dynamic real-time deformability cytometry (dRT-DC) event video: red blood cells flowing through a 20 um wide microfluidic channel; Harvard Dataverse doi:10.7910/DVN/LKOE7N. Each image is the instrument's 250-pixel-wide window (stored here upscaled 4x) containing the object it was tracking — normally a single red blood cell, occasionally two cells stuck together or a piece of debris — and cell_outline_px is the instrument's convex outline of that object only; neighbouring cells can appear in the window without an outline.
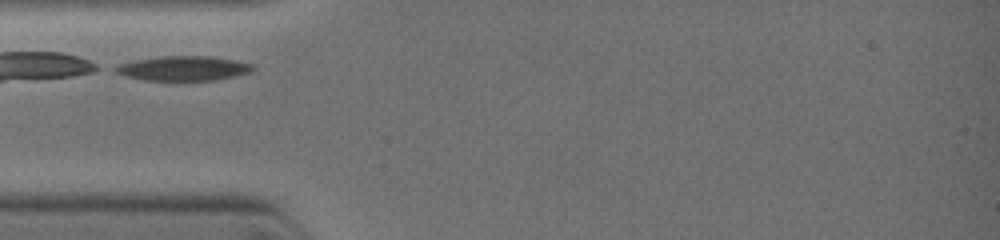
{"species": "common noctule bat (a hibernating species)", "species_latin": "Nyctalus noctula", "temperature_condition": "warm", "stored_images_in_passage": 7, "camera_frame_rate_fps": 3000, "um_per_image_px": 0.085, "animal": {"sex": "female", "body_mass_g": 19.0, "forearm_length_mm": 51.5}, "frame": {"image": 1, "passage_image": 1, "time_ms": 0.0, "image_size_px": [1000, 240], "cell_outline_px": [[256, 68], [252, 72], [236, 76], [212, 80], [148, 80], [128, 76], [116, 72], [112, 68], [120, 64], [136, 60], [164, 56], [208, 56], [236, 60], [252, 64]], "centroid_in_image_um": [15.66, 5.8], "position_along_channel_um": 69.3, "area_um2": 19.48}}
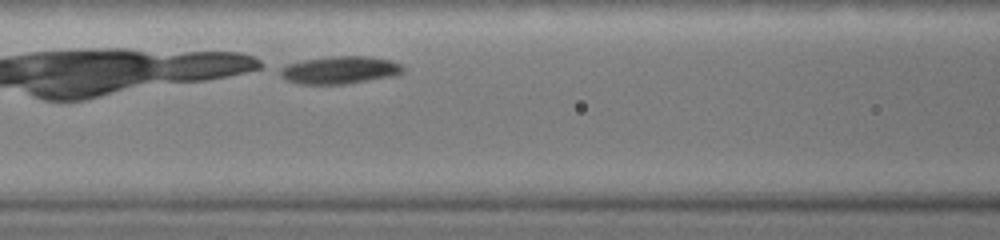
{"frame": {"image": 2, "passage_image": 5, "time_ms": 1.333, "image_size_px": [1000, 240], "cell_outline_px": [[404, 72], [392, 76], [344, 84], [304, 84], [288, 80], [280, 76], [280, 68], [288, 64], [304, 60], [332, 56], [368, 56], [392, 60], [400, 64], [404, 68]], "centroid_in_image_um": [28.91, 5.94], "position_along_channel_um": 137.7, "area_um2": 19.59}}
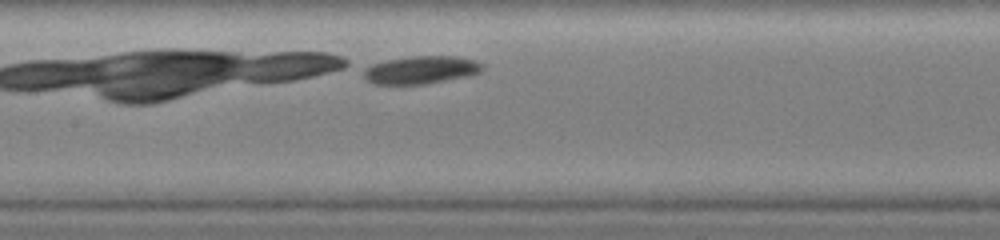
{"frame": {"image": 3, "passage_image": 7, "time_ms": 2.0, "image_size_px": [1000, 240], "cell_outline_px": [[484, 72], [472, 76], [424, 84], [376, 84], [368, 80], [364, 76], [364, 68], [372, 64], [388, 60], [412, 56], [456, 56], [476, 60], [484, 64]], "centroid_in_image_um": [35.89, 5.94], "position_along_channel_um": 171.5, "area_um2": 19.48}}